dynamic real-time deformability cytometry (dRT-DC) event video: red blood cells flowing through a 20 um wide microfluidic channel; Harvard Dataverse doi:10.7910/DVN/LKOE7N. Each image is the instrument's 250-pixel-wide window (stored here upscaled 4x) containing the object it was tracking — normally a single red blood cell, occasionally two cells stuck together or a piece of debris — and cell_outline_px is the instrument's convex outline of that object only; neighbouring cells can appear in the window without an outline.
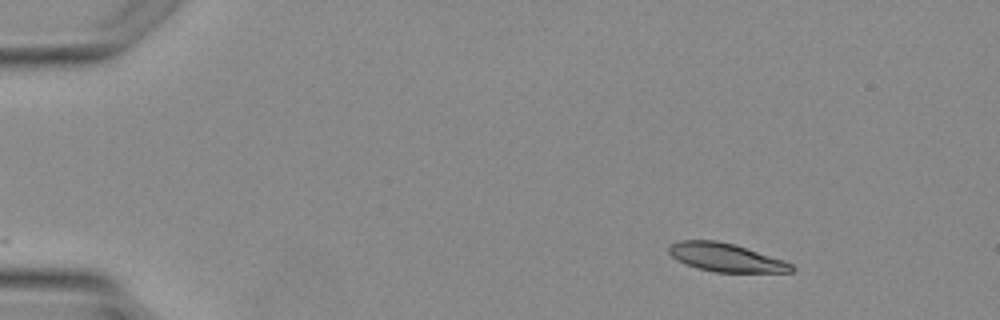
{"species": "Egyptian fruit bat (a non-hibernating species)", "species_latin": "Rousettus aegyptiacus", "temperature_condition": "warm", "stored_images_in_passage": 4, "camera_frame_rate_fps": 3000, "um_per_image_px": 0.085, "animal": {"sex": "female"}, "frame": {"image": 1, "passage_image": 1, "time_ms": 0.0, "image_size_px": [1000, 320], "cell_outline_px": [[796, 268], [792, 272], [716, 272], [696, 268], [684, 264], [676, 260], [668, 252], [668, 248], [672, 244], [680, 240], [716, 240], [732, 244], [784, 260], [792, 264]], "centroid_in_image_um": [61.67, 21.89], "position_along_channel_um": 23.3, "area_um2": 20.17}}
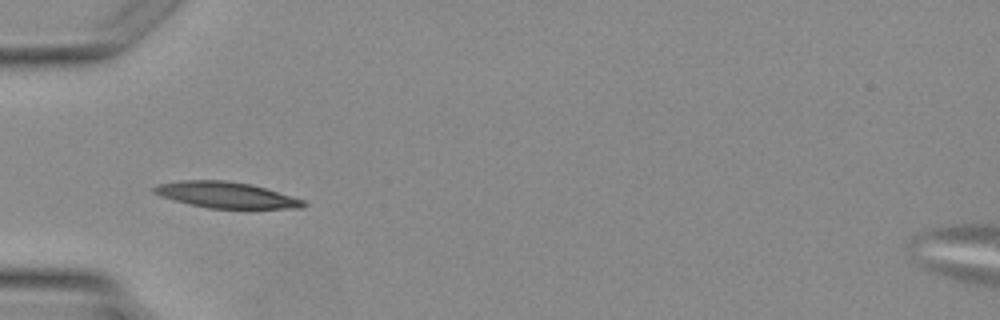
{"frame": {"image": 2, "passage_image": 3, "time_ms": 2.667, "image_size_px": [1000, 320], "cell_outline_px": [[308, 204], [304, 208], [208, 208], [160, 196], [152, 192], [152, 188], [156, 184], [180, 180], [228, 180], [252, 184], [304, 200]], "centroid_in_image_um": [19.21, 16.56], "position_along_channel_um": 65.8, "area_um2": 22.6}}
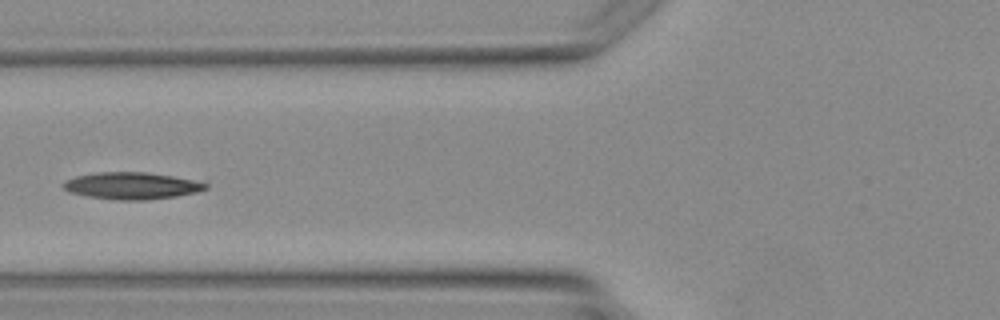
{"frame": {"image": 3, "passage_image": 4, "time_ms": 3.667, "image_size_px": [1000, 320], "cell_outline_px": [[208, 188], [196, 192], [176, 196], [144, 200], [116, 200], [88, 196], [68, 192], [60, 184], [64, 180], [76, 176], [92, 172], [148, 172], [172, 176], [192, 180], [208, 184]], "centroid_in_image_um": [11.12, 15.78], "position_along_channel_um": 114.7, "area_um2": 22.37}}